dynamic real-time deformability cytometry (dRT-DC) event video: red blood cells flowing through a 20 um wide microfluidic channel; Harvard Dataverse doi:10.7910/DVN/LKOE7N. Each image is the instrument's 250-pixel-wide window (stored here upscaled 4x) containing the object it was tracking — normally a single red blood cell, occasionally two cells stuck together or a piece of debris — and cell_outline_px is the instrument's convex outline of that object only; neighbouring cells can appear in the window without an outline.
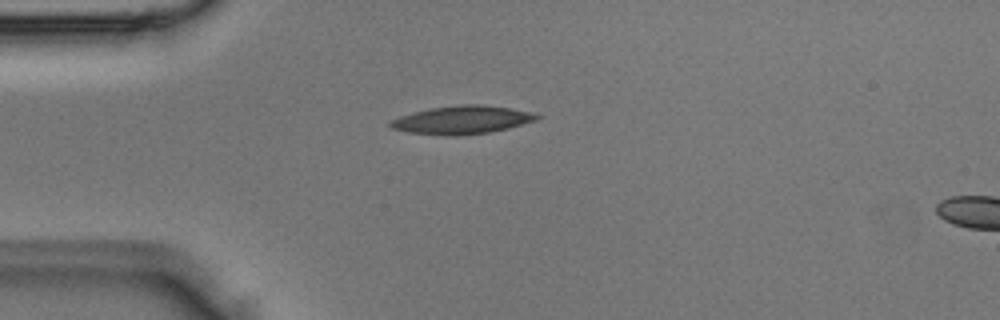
{"species": "Egyptian fruit bat (a non-hibernating species)", "species_latin": "Rousettus aegyptiacus", "temperature_condition": "room temperature", "stored_images_in_passage": 3, "camera_frame_rate_fps": 3000, "um_per_image_px": 0.085, "animal": {"sex": "male"}, "frame": {"image": 1, "passage_image": 2, "time_ms": 0.333, "image_size_px": [1000, 320], "cell_outline_px": [[544, 116], [536, 120], [508, 128], [488, 132], [460, 136], [444, 136], [408, 132], [392, 128], [388, 124], [388, 120], [400, 116], [432, 108], [460, 104], [480, 104], [536, 112]], "centroid_in_image_um": [39.3, 10.19], "position_along_channel_um": 45.7, "area_um2": 24.16}}